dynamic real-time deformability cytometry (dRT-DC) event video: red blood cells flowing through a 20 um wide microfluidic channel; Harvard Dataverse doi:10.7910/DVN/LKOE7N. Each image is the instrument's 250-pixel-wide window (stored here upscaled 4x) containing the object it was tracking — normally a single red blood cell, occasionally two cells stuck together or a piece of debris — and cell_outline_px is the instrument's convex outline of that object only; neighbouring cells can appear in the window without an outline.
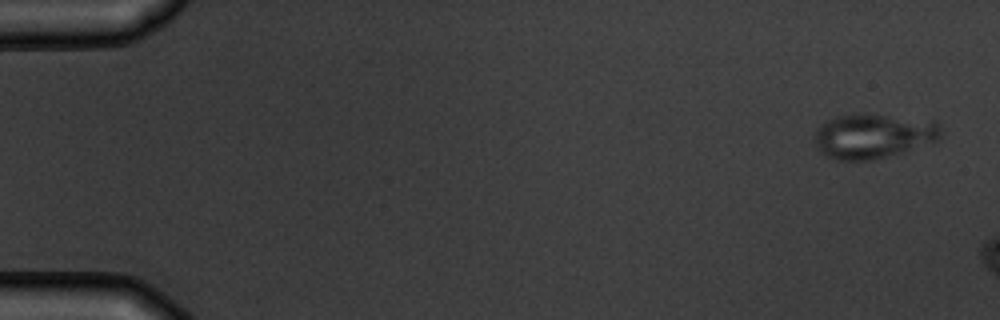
{"species": "common noctule bat (a hibernating species)", "species_latin": "Nyctalus noctula", "temperature_condition": "warm", "stored_images_in_passage": 4, "camera_frame_rate_fps": 3000, "um_per_image_px": 0.085, "animal": {"sex": "male", "body_mass_g": 19.5, "forearm_length_mm": 54.6}, "frame": {"image": 1, "passage_image": 1, "time_ms": 0.0, "image_size_px": [1000, 320], "cell_outline_px": [[940, 140], [872, 160], [836, 160], [824, 156], [816, 148], [816, 128], [820, 124], [836, 116], [856, 112], [860, 112], [936, 120], [940, 124]], "centroid_in_image_um": [74.21, 11.52], "position_along_channel_um": 10.8, "area_um2": 33.35}}